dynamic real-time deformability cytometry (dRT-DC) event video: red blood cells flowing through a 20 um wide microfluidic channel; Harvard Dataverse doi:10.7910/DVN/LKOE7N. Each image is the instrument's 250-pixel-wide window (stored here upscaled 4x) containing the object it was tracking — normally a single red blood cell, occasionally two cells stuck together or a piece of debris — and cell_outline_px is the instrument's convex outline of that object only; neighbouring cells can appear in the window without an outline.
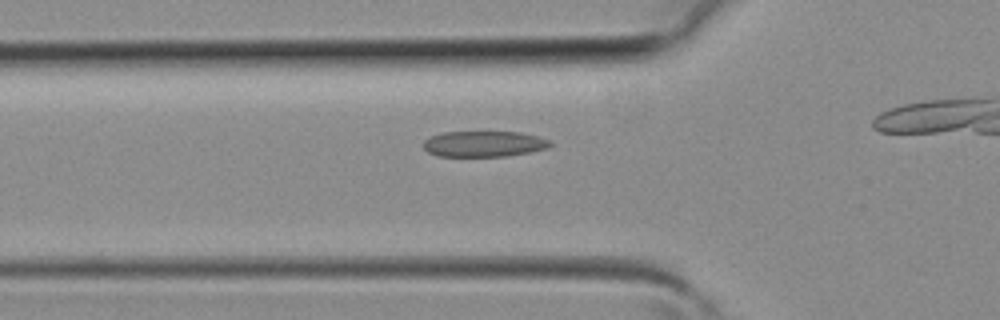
{"species": "common noctule bat (a hibernating species)", "species_latin": "Nyctalus noctula", "temperature_condition": "room temperature", "stored_images_in_passage": 15, "camera_frame_rate_fps": 3000, "um_per_image_px": 0.085, "animal": {"sex": "female", "body_mass_g": 19.3, "forearm_length_mm": 54.1}, "frame": {"image": 1, "passage_image": 2, "time_ms": 0.333, "image_size_px": [1000, 320], "cell_outline_px": [[552, 144], [548, 148], [508, 156], [436, 156], [428, 152], [424, 148], [424, 140], [432, 136], [444, 132], [520, 132], [536, 136], [548, 140]], "centroid_in_image_um": [41.12, 12.23], "position_along_channel_um": 84.7, "area_um2": 18.9}}
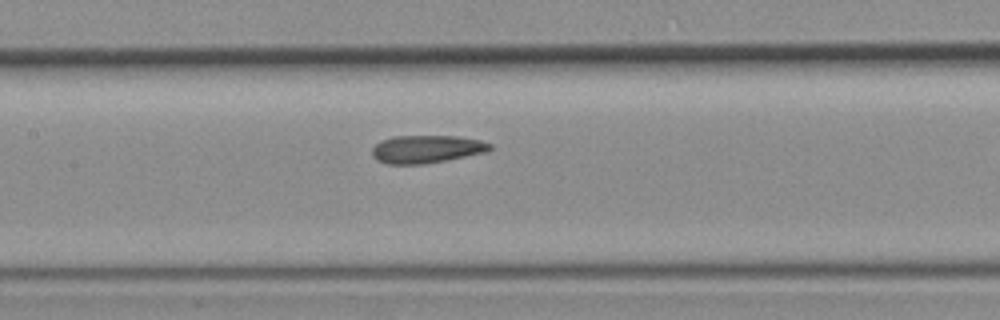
{"frame": {"image": 2, "passage_image": 7, "time_ms": 2.0, "image_size_px": [1000, 320], "cell_outline_px": [[492, 148], [488, 152], [424, 164], [388, 164], [376, 160], [372, 156], [372, 148], [376, 144], [392, 136], [460, 136], [480, 140], [492, 144]], "centroid_in_image_um": [36.27, 12.67], "position_along_channel_um": 171.1, "area_um2": 19.19}}
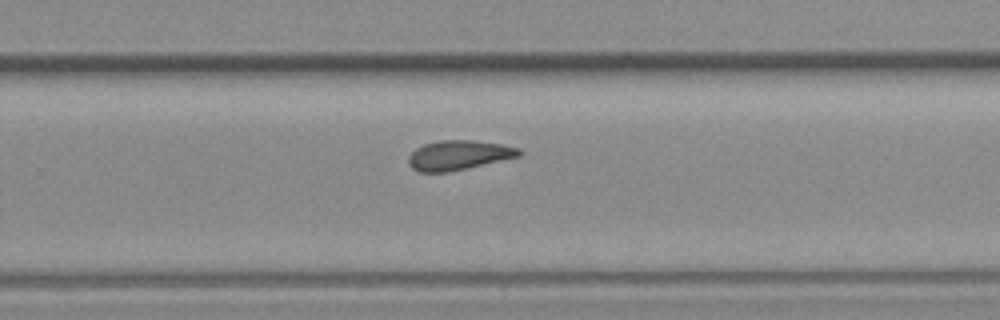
{"frame": {"image": 3, "passage_image": 14, "time_ms": 4.333, "image_size_px": [1000, 320], "cell_outline_px": [[524, 152], [520, 156], [468, 168], [448, 172], [420, 172], [412, 168], [408, 164], [408, 156], [416, 148], [424, 144], [440, 140], [472, 140], [500, 144], [520, 148]], "centroid_in_image_um": [38.99, 13.19], "position_along_channel_um": 290.8, "area_um2": 19.13}}